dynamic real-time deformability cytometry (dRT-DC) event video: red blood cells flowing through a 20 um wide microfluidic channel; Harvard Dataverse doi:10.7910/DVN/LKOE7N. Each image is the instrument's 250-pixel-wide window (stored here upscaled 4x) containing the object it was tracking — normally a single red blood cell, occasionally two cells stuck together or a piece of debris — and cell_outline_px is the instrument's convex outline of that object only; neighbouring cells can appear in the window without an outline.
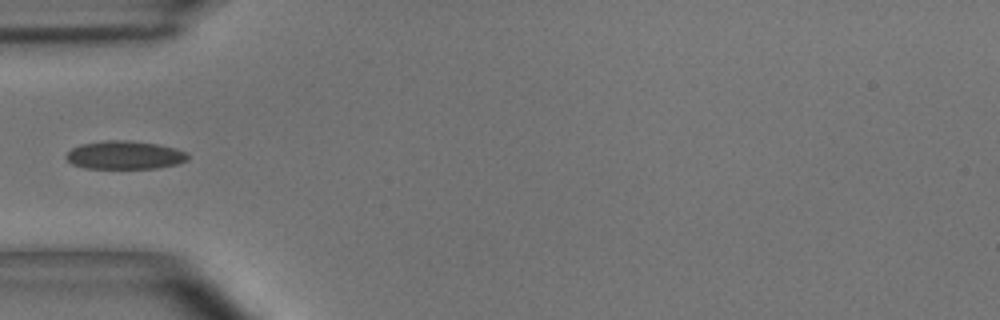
{"species": "common noctule bat (a hibernating species)", "species_latin": "Nyctalus noctula", "temperature_condition": "room temperature", "stored_images_in_passage": 2, "camera_frame_rate_fps": 3000, "um_per_image_px": 0.085, "animal": {"sex": "male", "body_mass_g": 15.6}, "frame": {"image": 1, "passage_image": 2, "time_ms": 0.333, "image_size_px": [1000, 320], "cell_outline_px": [[188, 160], [180, 164], [156, 168], [84, 168], [72, 164], [64, 156], [72, 148], [80, 144], [108, 140], [132, 140], [156, 144], [176, 148], [188, 152]], "centroid_in_image_um": [10.63, 13.18], "position_along_channel_um": 74.4, "area_um2": 20.23}}